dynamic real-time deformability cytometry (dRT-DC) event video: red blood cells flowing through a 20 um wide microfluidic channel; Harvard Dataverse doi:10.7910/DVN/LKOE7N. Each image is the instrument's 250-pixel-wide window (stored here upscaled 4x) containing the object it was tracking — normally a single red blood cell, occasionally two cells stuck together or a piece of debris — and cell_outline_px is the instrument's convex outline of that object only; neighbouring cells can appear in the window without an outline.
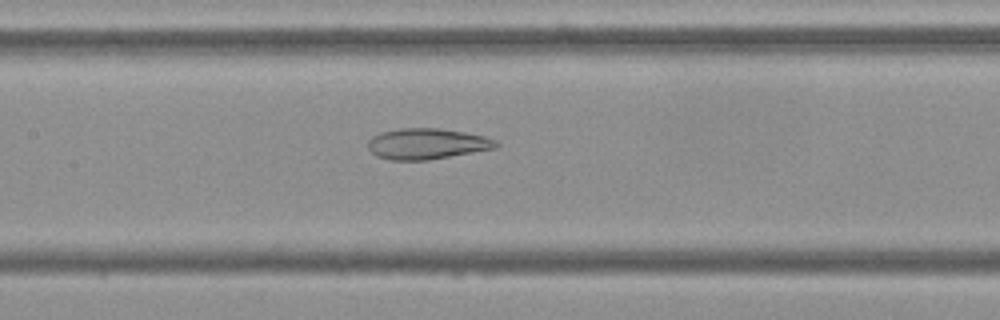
{"species": "Egyptian fruit bat (a non-hibernating species)", "species_latin": "Rousettus aegyptiacus", "temperature_condition": "cold", "stored_images_in_passage": 44, "camera_frame_rate_fps": 3000, "um_per_image_px": 0.085, "frame": {"image": 1, "passage_image": 15, "time_ms": 4.667, "image_size_px": [1000, 320], "cell_outline_px": [[500, 144], [496, 148], [428, 160], [392, 160], [376, 156], [368, 148], [368, 140], [372, 136], [380, 132], [400, 128], [440, 128], [464, 132], [484, 136], [496, 140]], "centroid_in_image_um": [36.28, 12.22], "position_along_channel_um": 171.1, "area_um2": 23.06}}
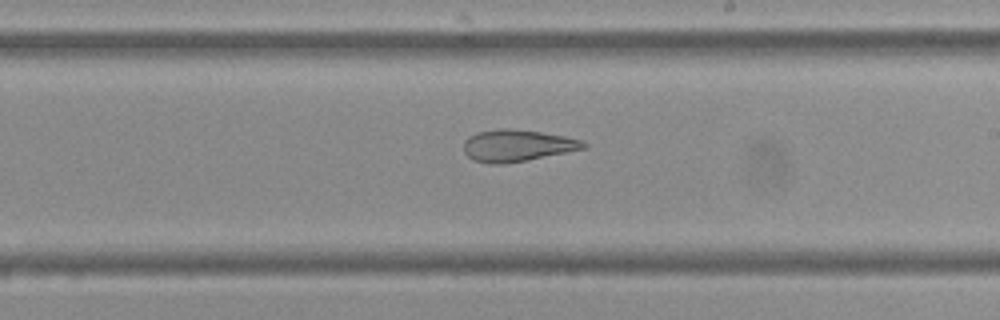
{"frame": {"image": 2, "passage_image": 21, "time_ms": 6.667, "image_size_px": [1000, 320], "cell_outline_px": [[588, 148], [504, 164], [492, 164], [472, 160], [464, 152], [464, 140], [468, 136], [476, 132], [500, 128], [508, 128], [540, 132], [564, 136], [584, 140], [588, 144]], "centroid_in_image_um": [43.96, 12.37], "position_along_channel_um": 245.0, "area_um2": 22.31}}
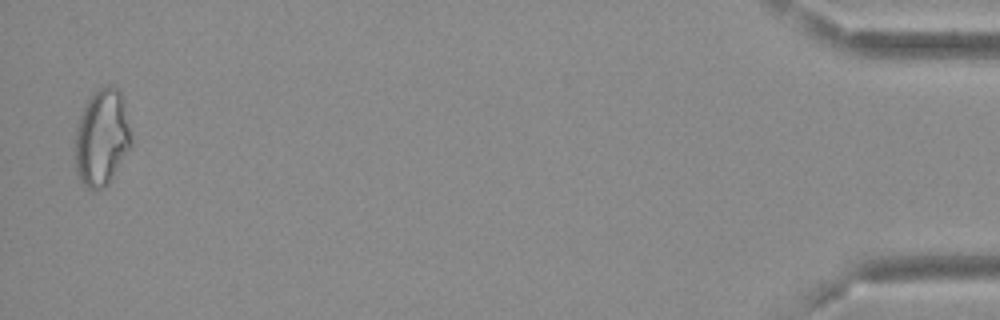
{"frame": {"image": 3, "passage_image": 43, "time_ms": 14.0, "image_size_px": [1000, 320], "cell_outline_px": [[132, 148], [108, 184], [104, 188], [88, 188], [80, 180], [76, 172], [76, 128], [80, 116], [88, 100], [100, 88], [108, 84], [112, 84], [120, 88], [132, 136]], "centroid_in_image_um": [8.7, 11.69], "position_along_channel_um": 426.5, "area_um2": 31.62}, "authors_computed_cell_mechanics": {"area_um2": 25.7499, "velocity_mm_per_s": 3.7028, "shape_relaxation_time_tau1_ms": null, "shape_relaxation_time_tau2_ms": 3.0766, "deformation_change_tau1": null, "deformation_change_tau2": 0.1229}}